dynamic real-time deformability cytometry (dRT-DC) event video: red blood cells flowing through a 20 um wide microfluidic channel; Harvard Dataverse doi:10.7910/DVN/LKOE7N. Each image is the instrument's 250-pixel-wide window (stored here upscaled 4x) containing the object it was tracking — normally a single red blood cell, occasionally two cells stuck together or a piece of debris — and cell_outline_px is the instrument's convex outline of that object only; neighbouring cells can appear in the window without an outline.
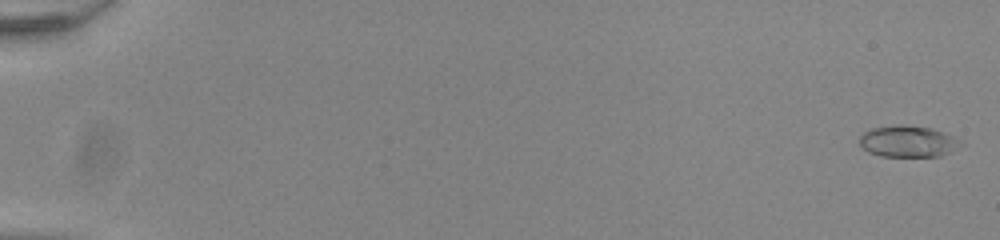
{"species": "common noctule bat (a hibernating species)", "species_latin": "Nyctalus noctula", "temperature_condition": "room temperature", "stored_images_in_passage": 47, "camera_frame_rate_fps": 3000, "um_per_image_px": 0.085, "animal": {"sex": "male", "body_mass_g": 20.0, "forearm_length_mm": 53.3}, "frame": {"image": 1, "passage_image": 2, "time_ms": 0.333, "image_size_px": [1000, 240], "cell_outline_px": [[964, 144], [940, 156], [880, 156], [868, 152], [860, 144], [860, 136], [864, 132], [872, 128], [896, 124], [900, 124], [932, 128], [944, 132], [960, 140]], "centroid_in_image_um": [77.17, 12.01], "position_along_channel_um": 7.8, "area_um2": 18.5}}